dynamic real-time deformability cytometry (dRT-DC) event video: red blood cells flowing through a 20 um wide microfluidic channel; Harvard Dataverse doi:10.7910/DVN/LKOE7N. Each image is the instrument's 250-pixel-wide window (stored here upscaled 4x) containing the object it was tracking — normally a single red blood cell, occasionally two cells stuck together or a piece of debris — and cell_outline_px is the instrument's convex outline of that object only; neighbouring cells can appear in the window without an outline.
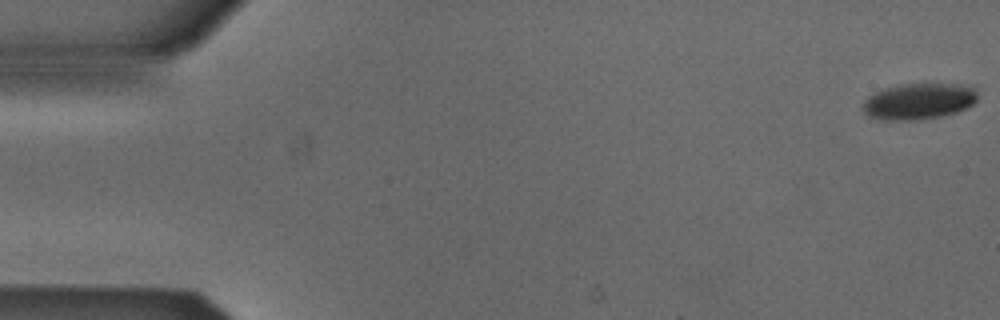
{"species": "Egyptian fruit bat (a non-hibernating species)", "species_latin": "Rousettus aegyptiacus", "temperature_condition": "cold", "stored_images_in_passage": 5, "camera_frame_rate_fps": 3000, "um_per_image_px": 0.085, "animal": {"sex": "male"}, "frame": {"image": 1, "passage_image": 1, "time_ms": 0.0, "image_size_px": [1000, 320], "cell_outline_px": [[976, 100], [972, 104], [956, 112], [940, 116], [912, 120], [884, 120], [868, 116], [864, 112], [864, 100], [868, 96], [876, 92], [900, 84], [956, 84], [972, 88], [976, 92]], "centroid_in_image_um": [78.06, 8.61], "position_along_channel_um": 6.9, "area_um2": 23.64}}
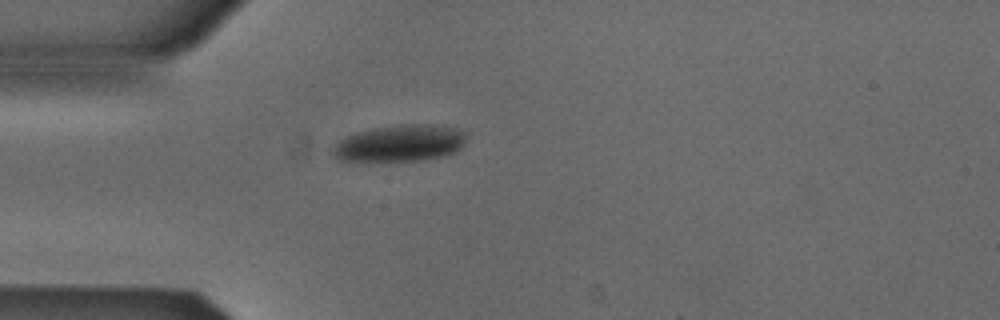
{"frame": {"image": 2, "passage_image": 5, "time_ms": 1.333, "image_size_px": [1000, 320], "cell_outline_px": [[468, 132], [464, 144], [456, 152], [424, 160], [340, 160], [336, 156], [336, 144], [340, 140], [356, 132], [376, 128], [400, 124], [436, 124], [456, 128]], "centroid_in_image_um": [34.12, 12.14], "position_along_channel_um": 50.9, "area_um2": 28.09}}